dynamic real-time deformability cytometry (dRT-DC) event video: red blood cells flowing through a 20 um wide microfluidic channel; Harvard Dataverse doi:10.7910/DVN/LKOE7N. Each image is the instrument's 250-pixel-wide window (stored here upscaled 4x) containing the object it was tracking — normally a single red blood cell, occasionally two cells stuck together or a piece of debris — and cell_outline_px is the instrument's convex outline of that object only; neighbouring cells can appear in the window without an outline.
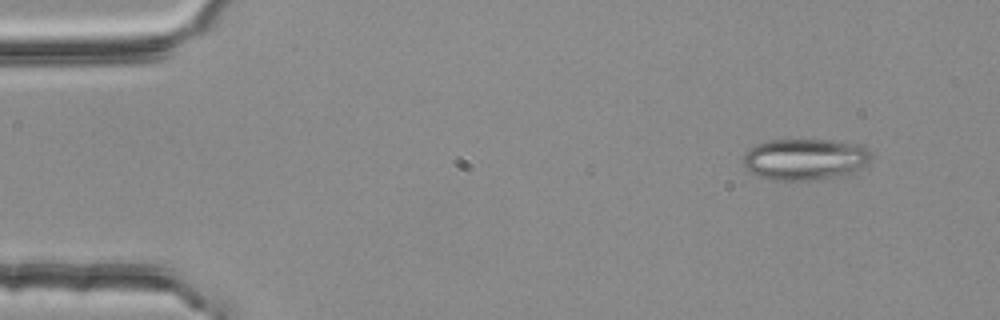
{"species": "common noctule bat (a hibernating species)", "species_latin": "Nyctalus noctula", "temperature_condition": "room temperature", "stored_images_in_passage": 3, "camera_frame_rate_fps": 3000, "um_per_image_px": 0.085, "animal": {"sex": "female", "body_mass_g": 25.1}, "frame": {"image": 1, "passage_image": 1, "time_ms": 0.0, "image_size_px": [1000, 320], "cell_outline_px": [[872, 156], [856, 172], [844, 176], [812, 180], [772, 180], [760, 176], [752, 172], [744, 164], [744, 156], [748, 148], [756, 144], [768, 140], [828, 140], [864, 144], [872, 152]], "centroid_in_image_um": [68.48, 13.53], "position_along_channel_um": 16.5, "area_um2": 31.1}}